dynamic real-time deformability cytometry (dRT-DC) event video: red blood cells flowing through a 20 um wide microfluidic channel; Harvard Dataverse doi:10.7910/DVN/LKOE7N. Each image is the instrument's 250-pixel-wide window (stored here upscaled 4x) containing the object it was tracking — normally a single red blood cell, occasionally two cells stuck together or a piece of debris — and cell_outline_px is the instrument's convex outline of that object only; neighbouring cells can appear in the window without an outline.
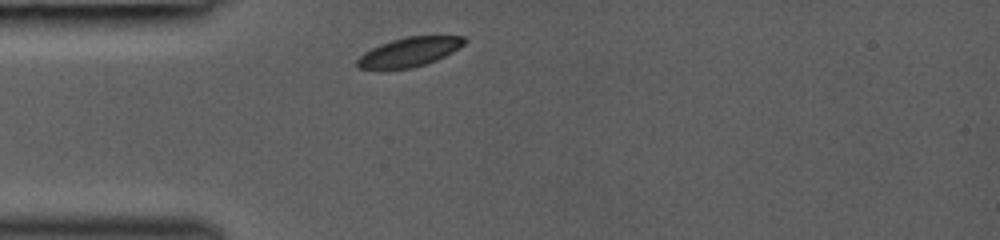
{"species": "common noctule bat (a hibernating species)", "species_latin": "Nyctalus noctula", "temperature_condition": "room temperature", "stored_images_in_passage": 5, "camera_frame_rate_fps": 3000, "um_per_image_px": 0.085, "animal": {"sex": "female", "body_mass_g": 19.0, "forearm_length_mm": 53.3}, "frame": {"image": 1, "passage_image": 1, "time_ms": 0.0, "image_size_px": [1000, 240], "cell_outline_px": [[464, 44], [460, 48], [436, 60], [412, 68], [360, 68], [356, 64], [356, 60], [364, 52], [380, 44], [392, 40], [408, 36], [464, 36]], "centroid_in_image_um": [34.8, 4.4], "position_along_channel_um": 50.2, "area_um2": 17.86}}
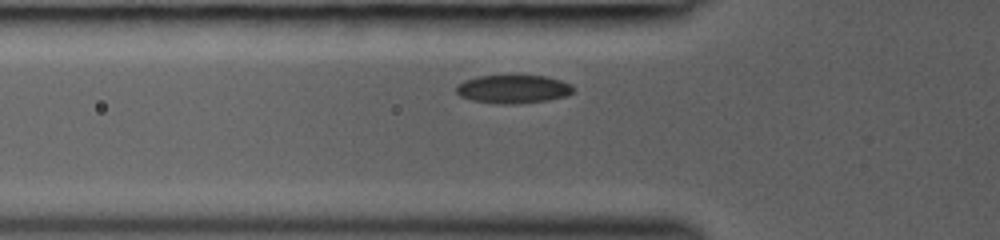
{"frame": {"image": 2, "passage_image": 4, "time_ms": 1.0, "image_size_px": [1000, 240], "cell_outline_px": [[576, 88], [568, 96], [548, 100], [516, 104], [500, 104], [472, 100], [460, 96], [456, 92], [456, 84], [464, 80], [476, 76], [508, 72], [512, 72], [548, 76], [572, 84]], "centroid_in_image_um": [43.63, 7.51], "position_along_channel_um": 82.2, "area_um2": 20.63}}